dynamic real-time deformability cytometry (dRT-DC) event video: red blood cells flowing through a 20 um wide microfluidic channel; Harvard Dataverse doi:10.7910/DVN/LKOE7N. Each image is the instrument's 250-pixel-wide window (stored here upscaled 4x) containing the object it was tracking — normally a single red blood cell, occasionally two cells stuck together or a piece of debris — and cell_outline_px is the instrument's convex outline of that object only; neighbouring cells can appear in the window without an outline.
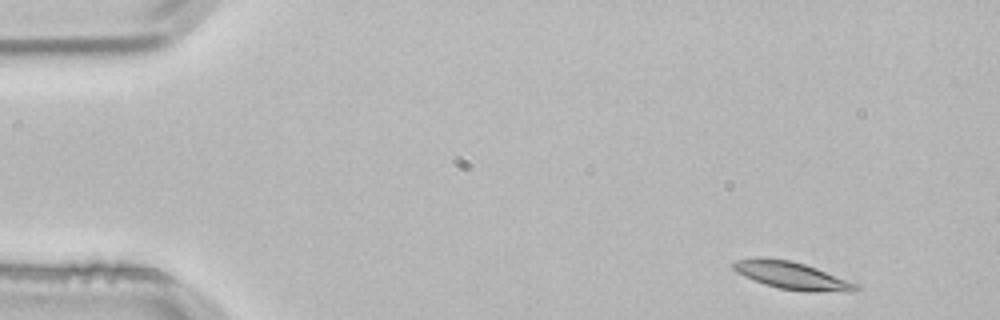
{"species": "common noctule bat (a hibernating species)", "species_latin": "Nyctalus noctula", "temperature_condition": "room temperature", "stored_images_in_passage": 3, "camera_frame_rate_fps": 3000, "um_per_image_px": 0.085, "animal": {"sex": "male", "body_mass_g": 21.5, "forearm_length_mm": 52.0}, "frame": {"image": 1, "passage_image": 1, "time_ms": 0.0, "image_size_px": [1000, 320], "cell_outline_px": [[860, 288], [852, 292], [804, 292], [780, 288], [764, 284], [744, 276], [736, 272], [732, 268], [732, 264], [736, 260], [756, 256], [764, 256], [788, 260], [804, 264], [816, 268], [856, 284]], "centroid_in_image_um": [67.25, 23.41], "position_along_channel_um": 17.8, "area_um2": 19.71}}
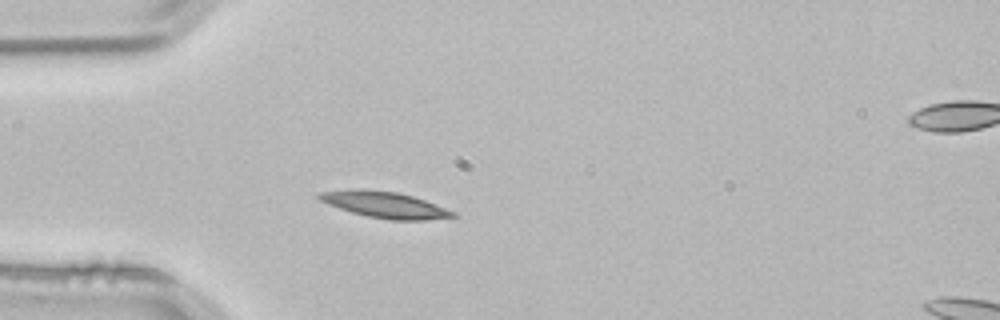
{"frame": {"image": 2, "passage_image": 2, "time_ms": 0.333, "image_size_px": [1000, 320], "cell_outline_px": [[460, 216], [424, 220], [388, 220], [368, 216], [352, 212], [328, 204], [320, 200], [316, 196], [320, 192], [356, 188], [364, 188], [396, 192], [412, 196], [424, 200], [456, 212]], "centroid_in_image_um": [32.71, 17.4], "position_along_channel_um": 52.3, "area_um2": 20.4}}